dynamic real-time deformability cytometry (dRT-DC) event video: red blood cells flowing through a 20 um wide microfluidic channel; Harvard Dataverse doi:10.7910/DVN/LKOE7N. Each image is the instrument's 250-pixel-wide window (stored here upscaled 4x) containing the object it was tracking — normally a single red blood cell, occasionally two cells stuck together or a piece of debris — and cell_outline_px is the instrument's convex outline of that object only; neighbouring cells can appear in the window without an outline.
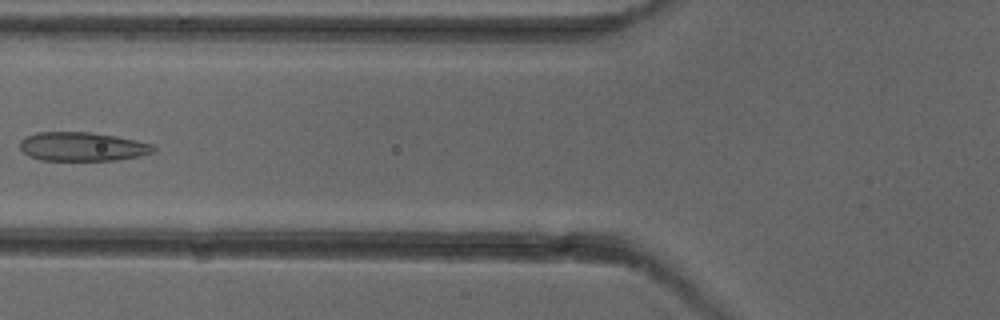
{"species": "common noctule bat (a hibernating species)", "species_latin": "Nyctalus noctula", "temperature_condition": "cold", "stored_images_in_passage": 6, "camera_frame_rate_fps": 3000, "um_per_image_px": 0.085, "animal": {"sex": "female"}, "frame": {"image": 1, "passage_image": 5, "time_ms": 4.667, "image_size_px": [1000, 320], "cell_outline_px": [[156, 152], [140, 156], [116, 160], [40, 160], [28, 156], [20, 148], [20, 140], [24, 136], [36, 132], [92, 132], [116, 136], [136, 140], [152, 144], [156, 148]], "centroid_in_image_um": [7.0, 12.46], "position_along_channel_um": 118.8, "area_um2": 22.72}}
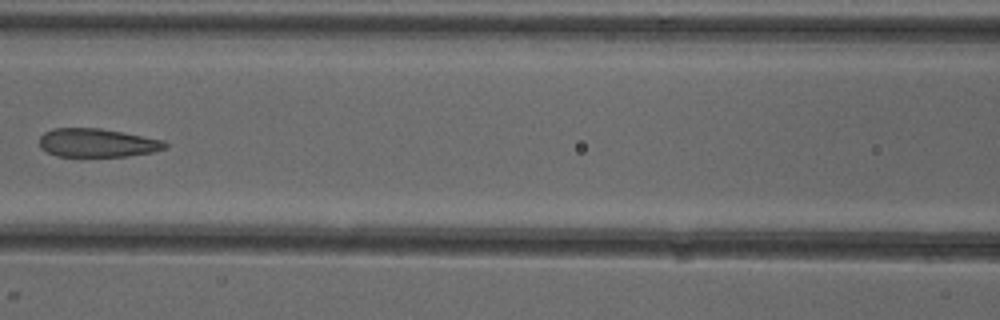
{"frame": {"image": 2, "passage_image": 6, "time_ms": 5.667, "image_size_px": [1000, 320], "cell_outline_px": [[168, 148], [152, 152], [128, 156], [56, 156], [40, 148], [40, 136], [44, 132], [52, 128], [100, 128], [164, 140], [168, 144]], "centroid_in_image_um": [8.27, 12.14], "position_along_channel_um": 158.3, "area_um2": 20.92}}